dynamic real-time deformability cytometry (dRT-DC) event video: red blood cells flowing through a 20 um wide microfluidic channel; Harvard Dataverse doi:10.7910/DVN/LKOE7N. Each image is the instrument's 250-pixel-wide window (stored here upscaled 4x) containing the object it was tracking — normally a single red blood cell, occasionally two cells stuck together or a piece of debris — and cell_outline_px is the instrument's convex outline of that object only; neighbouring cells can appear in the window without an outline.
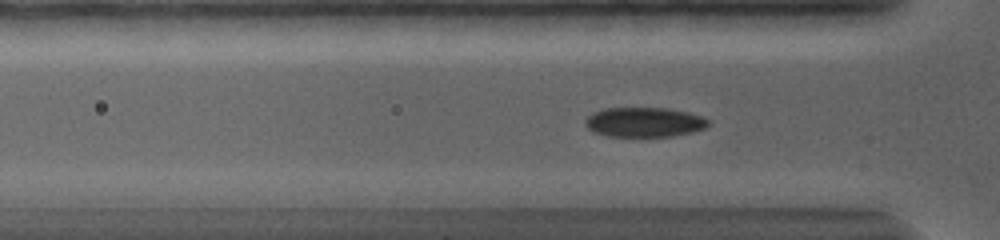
{"species": "common noctule bat (a hibernating species)", "species_latin": "Nyctalus noctula", "temperature_condition": "warm", "stored_images_in_passage": 35, "camera_frame_rate_fps": 5000, "um_per_image_px": 0.085, "animal": {"sex": "female", "body_mass_g": 19.0, "forearm_length_mm": 56.7}, "frame": {"image": 1, "passage_image": 8, "time_ms": 3.4, "image_size_px": [1000, 240], "cell_outline_px": [[712, 124], [704, 128], [692, 132], [672, 136], [608, 136], [592, 132], [584, 124], [584, 120], [592, 112], [604, 108], [668, 108], [688, 112], [712, 120]], "centroid_in_image_um": [54.76, 10.38], "position_along_channel_um": 71.0, "area_um2": 21.5}}
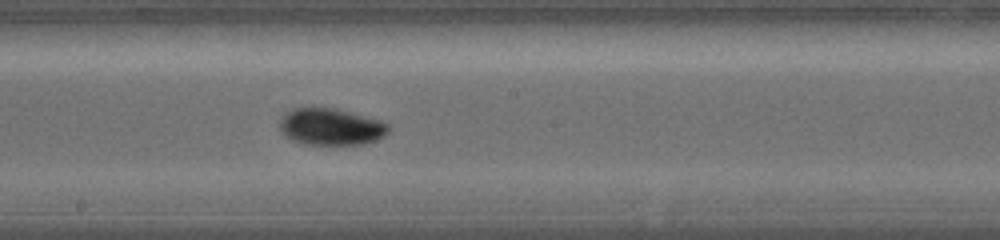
{"frame": {"image": 2, "passage_image": 20, "time_ms": 7.4, "image_size_px": [1000, 240], "cell_outline_px": [[388, 132], [384, 136], [376, 140], [364, 144], [304, 144], [288, 136], [280, 128], [280, 120], [292, 108], [336, 108], [352, 112], [380, 120], [388, 124]], "centroid_in_image_um": [28.18, 10.77], "position_along_channel_um": 220.0, "area_um2": 22.95}}
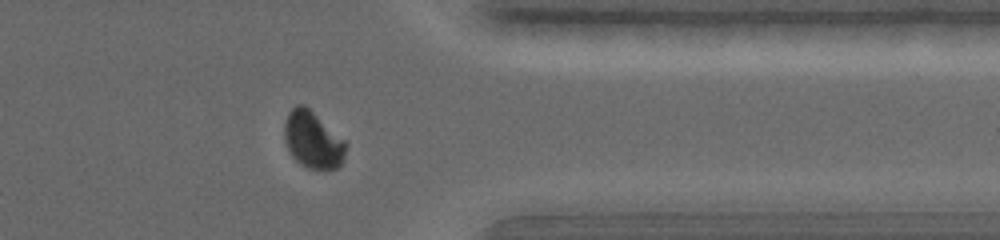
{"frame": {"image": 3, "passage_image": 32, "time_ms": 12.0, "image_size_px": [1000, 240], "cell_outline_px": [[348, 144], [344, 160], [336, 168], [308, 168], [300, 164], [292, 156], [284, 140], [284, 120], [288, 112], [296, 104], [304, 104], [344, 140]], "centroid_in_image_um": [26.57, 11.88], "position_along_channel_um": 384.8, "area_um2": 20.29}, "authors_computed_cell_mechanics": {"area_um2": 22.3686, "velocity_mm_per_s": 3.7296, "shape_relaxation_time_tau1_ms": 3.336, "shape_relaxation_time_tau2_ms": null, "deformation_change_tau1": 0.1376, "deformation_change_tau2": null}}